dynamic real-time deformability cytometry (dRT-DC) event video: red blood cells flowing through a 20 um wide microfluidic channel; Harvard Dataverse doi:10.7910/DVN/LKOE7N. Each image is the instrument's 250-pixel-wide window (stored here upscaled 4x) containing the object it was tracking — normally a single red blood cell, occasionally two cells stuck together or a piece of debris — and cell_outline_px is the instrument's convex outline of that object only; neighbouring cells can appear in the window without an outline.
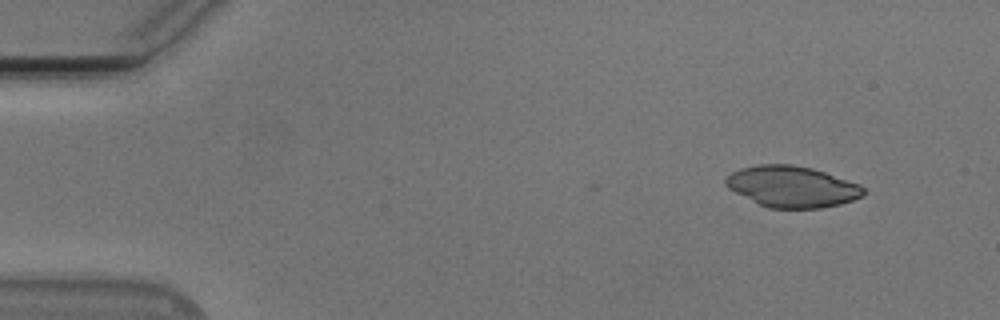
{"species": "Egyptian fruit bat (a non-hibernating species)", "species_latin": "Rousettus aegyptiacus", "temperature_condition": "cold", "stored_images_in_passage": 44, "camera_frame_rate_fps": 3000, "um_per_image_px": 0.085, "animal": {"sex": "male"}, "frame": {"image": 1, "passage_image": 1, "time_ms": 0.0, "image_size_px": [1000, 320], "cell_outline_px": [[864, 196], [840, 204], [820, 208], [768, 208], [728, 188], [724, 184], [724, 180], [732, 172], [740, 168], [760, 164], [792, 164], [812, 168], [860, 184], [864, 188]], "centroid_in_image_um": [67.33, 15.86], "position_along_channel_um": 17.7, "area_um2": 32.89}}